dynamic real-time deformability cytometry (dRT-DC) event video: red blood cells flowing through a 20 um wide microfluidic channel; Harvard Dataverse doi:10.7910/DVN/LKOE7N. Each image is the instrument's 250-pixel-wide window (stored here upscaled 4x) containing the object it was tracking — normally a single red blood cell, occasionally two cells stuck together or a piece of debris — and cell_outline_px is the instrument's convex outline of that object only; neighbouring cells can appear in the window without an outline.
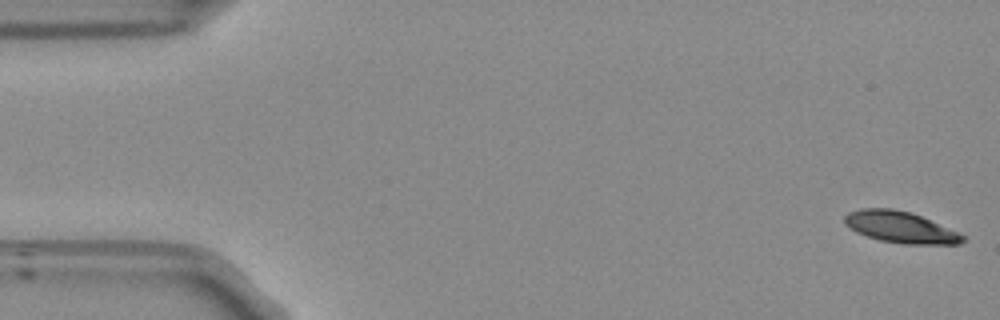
{"species": "Egyptian fruit bat (a non-hibernating species)", "species_latin": "Rousettus aegyptiacus", "temperature_condition": "room temperature", "stored_images_in_passage": 53, "camera_frame_rate_fps": 3000, "um_per_image_px": 0.085, "frame": {"image": 1, "passage_image": 1, "time_ms": 0.0, "image_size_px": [1000, 320], "cell_outline_px": [[964, 240], [960, 244], [904, 244], [880, 240], [856, 232], [844, 224], [844, 216], [848, 212], [860, 208], [892, 208], [912, 212], [956, 232], [964, 236]], "centroid_in_image_um": [76.48, 19.3], "position_along_channel_um": 8.5, "area_um2": 21.44}}
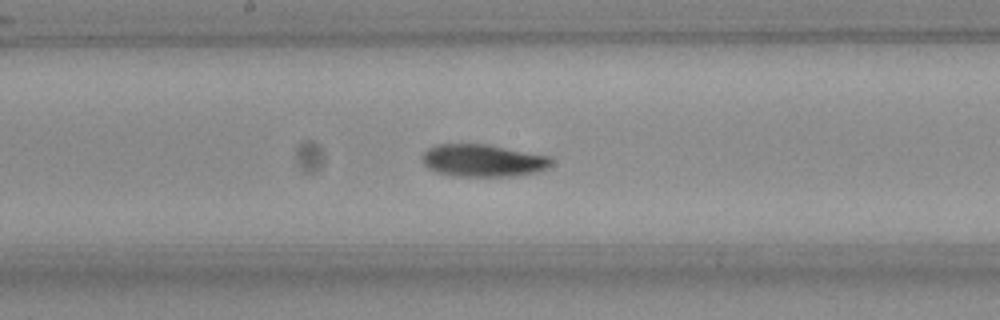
{"frame": {"image": 2, "passage_image": 27, "time_ms": 8.667, "image_size_px": [1000, 320], "cell_outline_px": [[552, 164], [548, 168], [536, 172], [520, 176], [452, 176], [436, 172], [428, 168], [420, 160], [420, 156], [428, 148], [436, 144], [488, 144], [552, 156]], "centroid_in_image_um": [41.06, 13.64], "position_along_channel_um": 207.1, "area_um2": 24.85}}
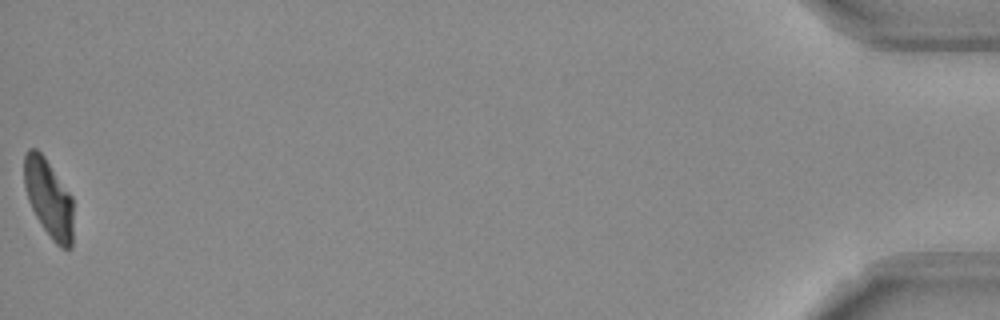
{"frame": {"image": 3, "passage_image": 53, "time_ms": 17.333, "image_size_px": [1000, 320], "cell_outline_px": [[72, 248], [60, 248], [52, 240], [36, 216], [28, 200], [24, 184], [24, 156], [28, 148], [36, 148], [44, 156], [72, 196]], "centroid_in_image_um": [4.13, 16.84], "position_along_channel_um": 431.1, "area_um2": 22.2}, "authors_computed_cell_mechanics": {"area_um2": 23.987, "velocity_mm_per_s": 3.7795, "shape_relaxation_time_tau1_ms": 6.8656, "shape_relaxation_time_tau2_ms": 7.8976, "deformation_change_tau1": 0.19, "deformation_change_tau2": 0.1362}}